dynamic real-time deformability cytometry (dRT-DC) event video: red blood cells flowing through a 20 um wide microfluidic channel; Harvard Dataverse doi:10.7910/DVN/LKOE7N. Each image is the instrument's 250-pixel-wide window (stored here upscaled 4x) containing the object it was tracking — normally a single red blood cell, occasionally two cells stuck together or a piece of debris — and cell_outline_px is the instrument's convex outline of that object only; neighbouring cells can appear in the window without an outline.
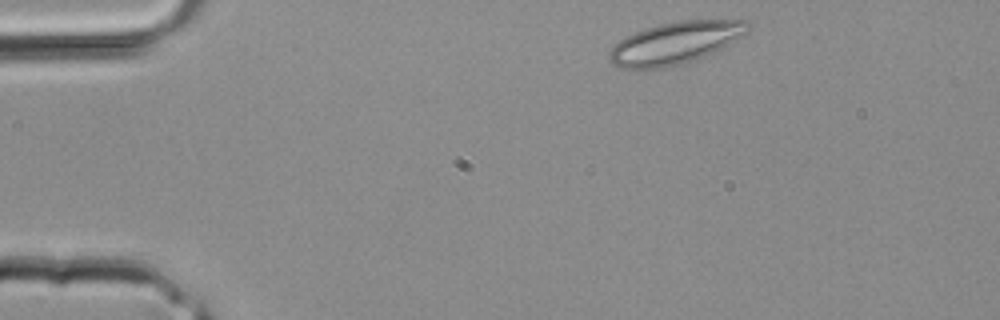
{"species": "common noctule bat (a hibernating species)", "species_latin": "Nyctalus noctula", "temperature_condition": "room temperature", "stored_images_in_passage": 2, "camera_frame_rate_fps": 3000, "um_per_image_px": 0.085, "animal": {"sex": "male", "body_mass_g": 20.4}, "frame": {"image": 1, "passage_image": 1, "time_ms": 0.0, "image_size_px": [1000, 320], "cell_outline_px": [[752, 24], [748, 32], [744, 36], [724, 48], [704, 56], [680, 64], [664, 68], [620, 68], [612, 64], [608, 60], [608, 52], [612, 44], [624, 36], [644, 28], [660, 24], [680, 20], [748, 20]], "centroid_in_image_um": [57.4, 3.64], "position_along_channel_um": 27.6, "area_um2": 34.51}}